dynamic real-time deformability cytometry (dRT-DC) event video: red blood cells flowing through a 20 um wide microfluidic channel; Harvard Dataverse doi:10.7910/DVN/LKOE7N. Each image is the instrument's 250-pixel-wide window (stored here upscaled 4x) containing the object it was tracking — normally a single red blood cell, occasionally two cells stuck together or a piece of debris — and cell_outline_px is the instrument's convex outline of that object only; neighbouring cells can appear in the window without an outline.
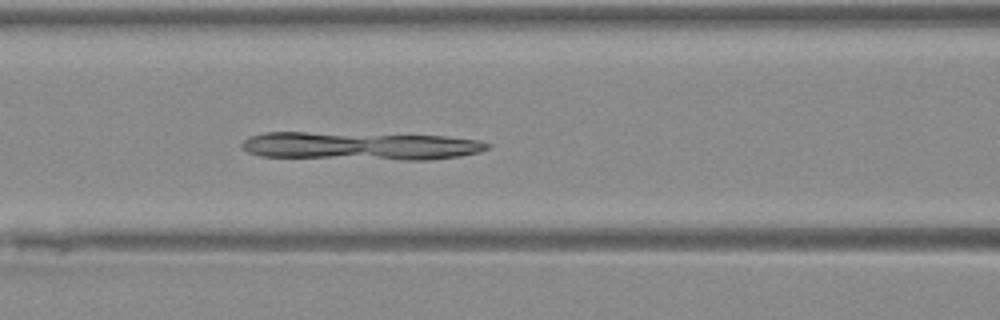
{"species": "Egyptian fruit bat (a non-hibernating species)", "species_latin": "Rousettus aegyptiacus", "temperature_condition": "warm", "stored_images_in_passage": 33, "camera_frame_rate_fps": 3000, "um_per_image_px": 0.085, "animal": {"sex": "female"}, "frame": {"image": 1, "passage_image": 6, "time_ms": 1.667, "image_size_px": [1000, 320], "cell_outline_px": [[492, 144], [488, 148], [480, 152], [460, 156], [428, 160], [400, 160], [260, 156], [248, 152], [240, 144], [248, 136], [264, 132], [304, 132], [444, 136], [480, 140]], "centroid_in_image_um": [30.64, 12.41], "position_along_channel_um": 136.0, "area_um2": 40.29}}
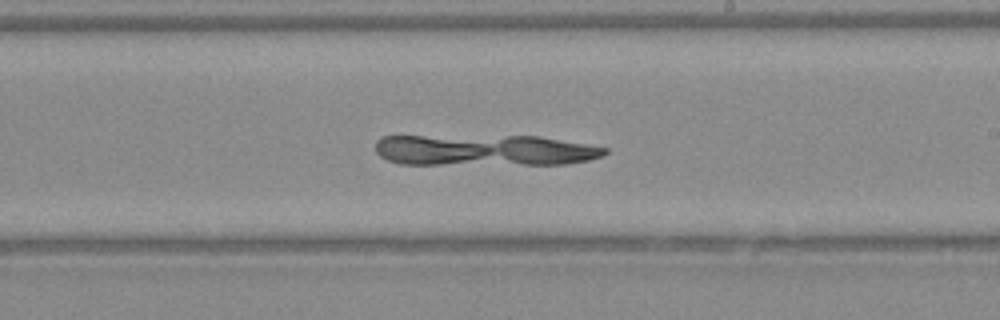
{"frame": {"image": 2, "passage_image": 14, "time_ms": 4.333, "image_size_px": [1000, 320], "cell_outline_px": [[608, 152], [600, 156], [588, 160], [568, 164], [400, 164], [388, 160], [380, 156], [376, 152], [376, 140], [384, 136], [540, 136], [588, 144], [608, 148]], "centroid_in_image_um": [41.19, 12.76], "position_along_channel_um": 247.8, "area_um2": 41.79}}
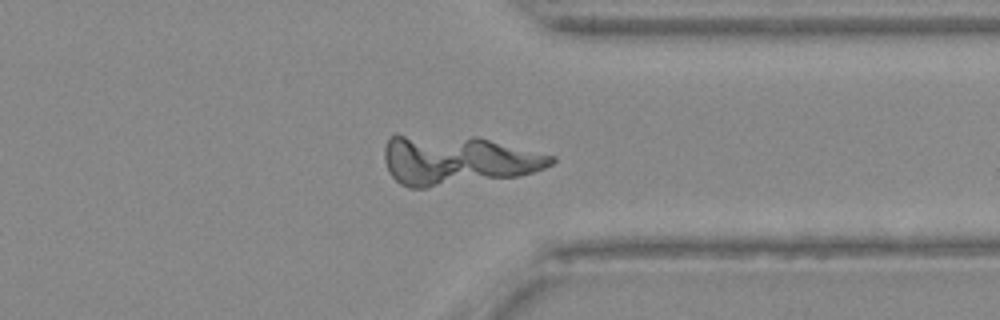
{"frame": {"image": 3, "passage_image": 23, "time_ms": 7.333, "image_size_px": [1000, 320], "cell_outline_px": [[556, 160], [552, 164], [544, 168], [520, 176], [428, 188], [408, 188], [400, 184], [388, 172], [384, 160], [384, 148], [388, 136], [476, 136], [556, 156]], "centroid_in_image_um": [38.87, 13.63], "position_along_channel_um": 372.5, "area_um2": 48.26}}